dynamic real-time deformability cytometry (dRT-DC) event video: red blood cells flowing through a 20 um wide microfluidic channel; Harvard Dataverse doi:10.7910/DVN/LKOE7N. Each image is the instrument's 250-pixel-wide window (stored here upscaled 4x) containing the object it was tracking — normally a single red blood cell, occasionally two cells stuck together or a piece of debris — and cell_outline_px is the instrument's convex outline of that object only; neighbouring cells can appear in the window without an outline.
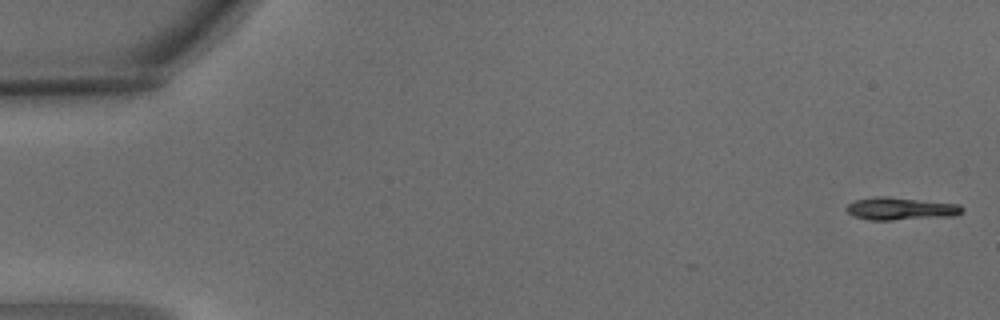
{"species": "common noctule bat (a hibernating species)", "species_latin": "Nyctalus noctula", "temperature_condition": "warm", "stored_images_in_passage": 4, "camera_frame_rate_fps": 3000, "um_per_image_px": 0.085, "animal": {"sex": "male", "body_mass_g": 15.6}, "frame": {"image": 1, "passage_image": 1, "time_ms": 0.0, "image_size_px": [1000, 320], "cell_outline_px": [[964, 212], [956, 216], [892, 220], [868, 220], [852, 216], [844, 208], [848, 204], [856, 200], [876, 196], [888, 196], [960, 204], [964, 208]], "centroid_in_image_um": [76.58, 17.74], "position_along_channel_um": 8.4, "area_um2": 15.55}}
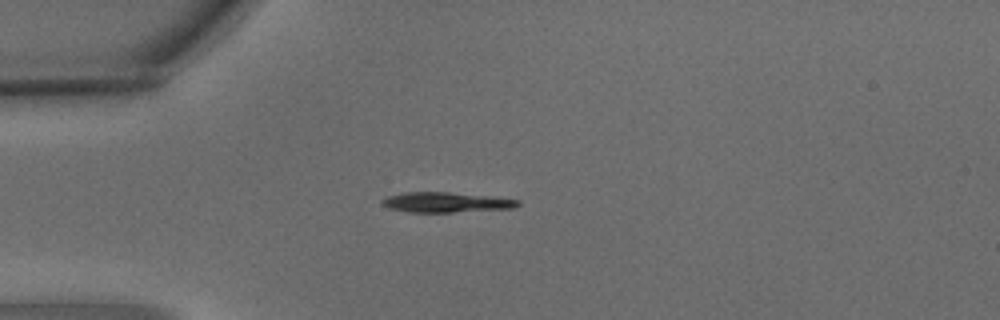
{"frame": {"image": 2, "passage_image": 4, "time_ms": 1.0, "image_size_px": [1000, 320], "cell_outline_px": [[520, 204], [512, 208], [452, 212], [408, 212], [392, 208], [384, 204], [380, 200], [388, 196], [404, 192], [448, 192], [520, 200]], "centroid_in_image_um": [37.89, 17.19], "position_along_channel_um": 47.1, "area_um2": 15.49}}